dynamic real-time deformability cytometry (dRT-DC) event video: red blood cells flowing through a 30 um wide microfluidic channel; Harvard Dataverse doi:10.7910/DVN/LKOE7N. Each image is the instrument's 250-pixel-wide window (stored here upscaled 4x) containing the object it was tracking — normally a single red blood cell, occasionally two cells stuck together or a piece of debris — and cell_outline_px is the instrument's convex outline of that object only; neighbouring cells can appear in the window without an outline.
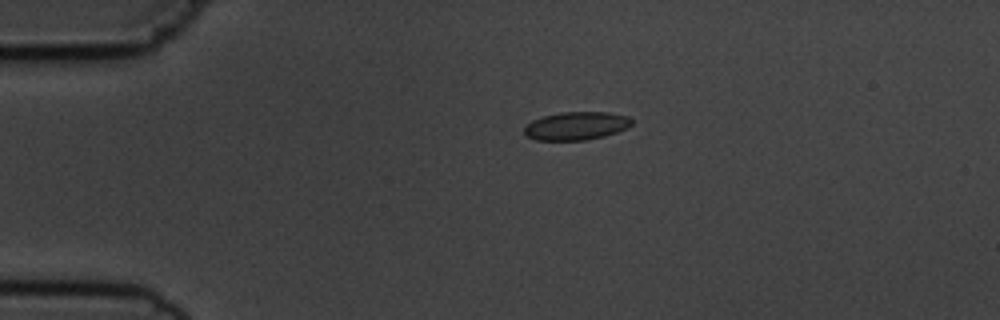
{"species": "common noctule bat (a hibernating species)", "species_latin": "Nyctalus noctula", "temperature_condition": "cold", "stored_images_in_passage": 2, "camera_frame_rate_fps": 3000, "um_per_image_px": 0.085, "animal": {"sex": "male", "body_mass_g": 19.5, "forearm_length_mm": 54.6}, "frame": {"image": 1, "passage_image": 1, "time_ms": 0.0, "image_size_px": [1000, 320], "cell_outline_px": [[632, 124], [616, 132], [604, 136], [584, 140], [536, 140], [528, 136], [524, 132], [524, 128], [532, 120], [544, 116], [560, 112], [608, 112], [628, 116], [632, 120]], "centroid_in_image_um": [48.97, 10.69], "position_along_channel_um": 36.0, "area_um2": 17.46}}